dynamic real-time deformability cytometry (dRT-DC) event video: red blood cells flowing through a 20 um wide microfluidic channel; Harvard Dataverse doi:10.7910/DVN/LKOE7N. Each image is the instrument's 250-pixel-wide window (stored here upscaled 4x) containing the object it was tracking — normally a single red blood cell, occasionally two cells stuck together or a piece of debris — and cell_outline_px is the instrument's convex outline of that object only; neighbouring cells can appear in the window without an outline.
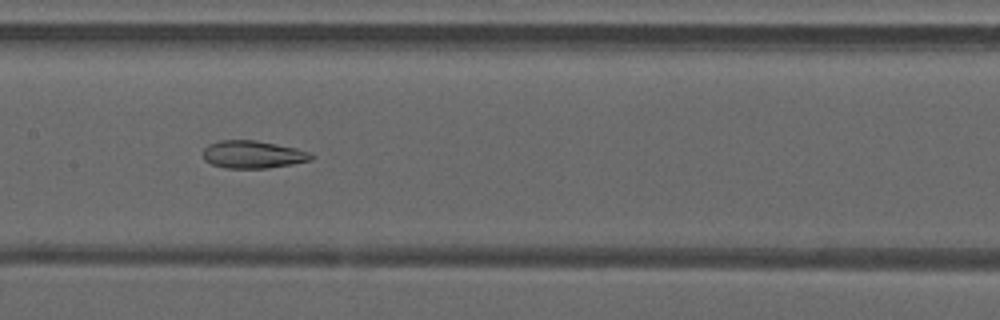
{"species": "common noctule bat (a hibernating species)", "species_latin": "Nyctalus noctula", "temperature_condition": "warm", "stored_images_in_passage": 47, "camera_frame_rate_fps": 3000, "um_per_image_px": 0.085, "animal": {"sex": "male", "forearm_length_mm": 52.5}, "frame": {"image": 1, "passage_image": 23, "time_ms": 7.333, "image_size_px": [1000, 320], "cell_outline_px": [[312, 160], [292, 164], [268, 168], [224, 168], [212, 164], [204, 160], [204, 148], [208, 144], [220, 140], [256, 140], [296, 148], [308, 152], [312, 156]], "centroid_in_image_um": [21.47, 13.13], "position_along_channel_um": 185.9, "area_um2": 17.34}}
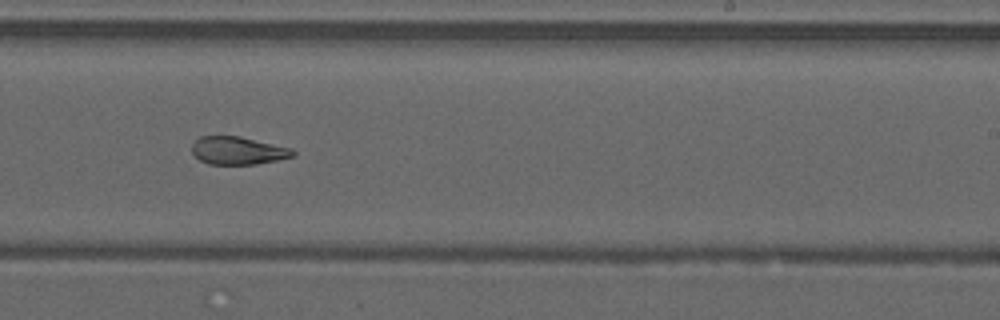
{"frame": {"image": 2, "passage_image": 29, "time_ms": 9.333, "image_size_px": [1000, 320], "cell_outline_px": [[296, 152], [292, 156], [276, 160], [256, 164], [208, 164], [200, 160], [192, 152], [192, 144], [200, 136], [240, 136], [292, 148]], "centroid_in_image_um": [20.21, 12.79], "position_along_channel_um": 268.8, "area_um2": 16.3}}
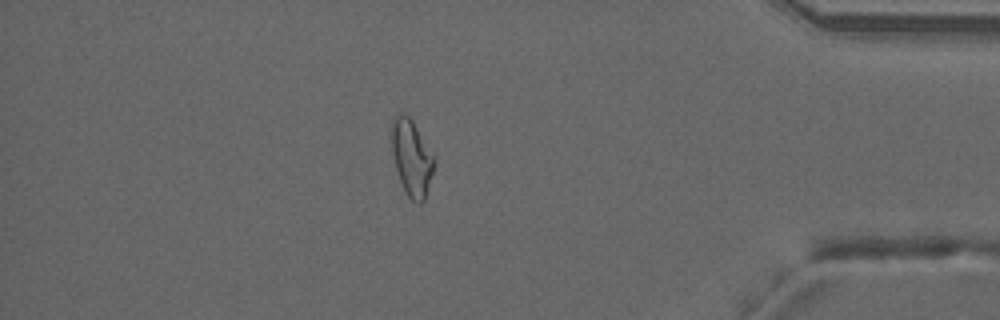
{"frame": {"image": 3, "passage_image": 41, "time_ms": 13.333, "image_size_px": [1000, 320], "cell_outline_px": [[436, 160], [424, 200], [420, 204], [416, 204], [404, 192], [396, 168], [388, 136], [388, 132], [392, 116], [396, 112], [400, 112], [408, 116], [412, 120]], "centroid_in_image_um": [34.92, 13.34], "position_along_channel_um": 400.3, "area_um2": 19.31}, "authors_computed_cell_mechanics": {"area_um2": 19.8832, "velocity_mm_per_s": 4.1677, "shape_relaxation_time_tau1_ms": null, "shape_relaxation_time_tau2_ms": 1.9798, "deformation_change_tau1": null, "deformation_change_tau2": 0.0925}}